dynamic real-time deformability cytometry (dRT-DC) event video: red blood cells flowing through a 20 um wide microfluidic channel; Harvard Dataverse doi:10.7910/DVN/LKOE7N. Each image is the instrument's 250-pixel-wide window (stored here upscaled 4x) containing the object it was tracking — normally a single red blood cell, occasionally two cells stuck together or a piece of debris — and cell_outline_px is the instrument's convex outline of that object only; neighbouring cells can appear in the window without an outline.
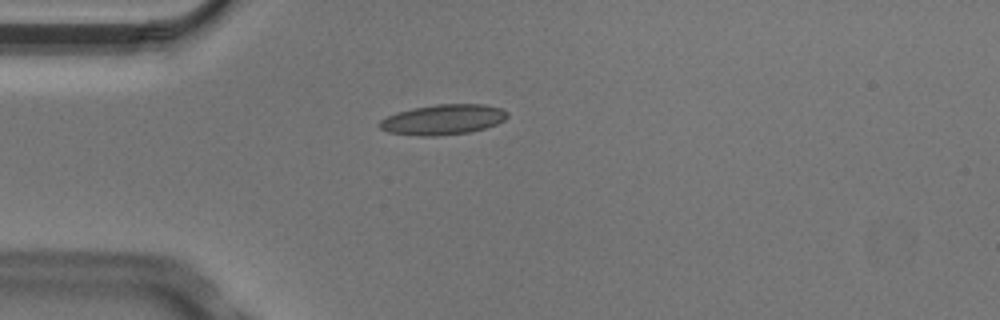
{"species": "Egyptian fruit bat (a non-hibernating species)", "species_latin": "Rousettus aegyptiacus", "temperature_condition": "cold", "stored_images_in_passage": 4, "camera_frame_rate_fps": 3000, "um_per_image_px": 0.085, "animal": {"sex": "male"}, "frame": {"image": 1, "passage_image": 4, "time_ms": 1.0, "image_size_px": [1000, 320], "cell_outline_px": [[508, 116], [504, 120], [496, 124], [484, 128], [468, 132], [436, 136], [420, 136], [388, 132], [380, 128], [380, 120], [396, 112], [412, 108], [436, 104], [484, 104], [500, 108], [508, 112]], "centroid_in_image_um": [37.66, 10.16], "position_along_channel_um": 47.3, "area_um2": 22.43}}